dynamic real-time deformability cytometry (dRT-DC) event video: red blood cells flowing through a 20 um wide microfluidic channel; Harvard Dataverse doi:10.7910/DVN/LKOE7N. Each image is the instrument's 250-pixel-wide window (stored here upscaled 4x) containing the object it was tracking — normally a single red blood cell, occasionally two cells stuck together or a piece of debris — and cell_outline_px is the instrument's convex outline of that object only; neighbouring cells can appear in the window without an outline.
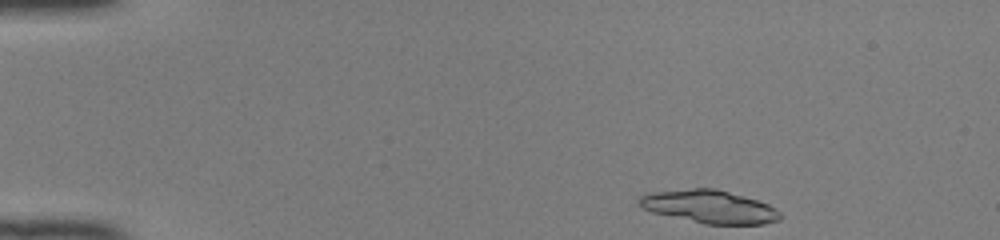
{"species": "common noctule bat (a hibernating species)", "species_latin": "Nyctalus noctula", "temperature_condition": "room temperature", "stored_images_in_passage": 13, "camera_frame_rate_fps": 3000, "um_per_image_px": 0.085, "animal": {"sex": "female", "body_mass_g": 22.0, "forearm_length_mm": 56.7}, "frame": {"image": 1, "passage_image": 1, "time_ms": 0.0, "image_size_px": [1000, 240], "cell_outline_px": [[784, 216], [780, 220], [764, 224], [704, 224], [652, 212], [644, 208], [636, 200], [640, 196], [648, 192], [692, 188], [716, 188], [744, 196], [768, 204], [776, 208]], "centroid_in_image_um": [60.32, 17.57], "position_along_channel_um": 24.7, "area_um2": 27.28}}